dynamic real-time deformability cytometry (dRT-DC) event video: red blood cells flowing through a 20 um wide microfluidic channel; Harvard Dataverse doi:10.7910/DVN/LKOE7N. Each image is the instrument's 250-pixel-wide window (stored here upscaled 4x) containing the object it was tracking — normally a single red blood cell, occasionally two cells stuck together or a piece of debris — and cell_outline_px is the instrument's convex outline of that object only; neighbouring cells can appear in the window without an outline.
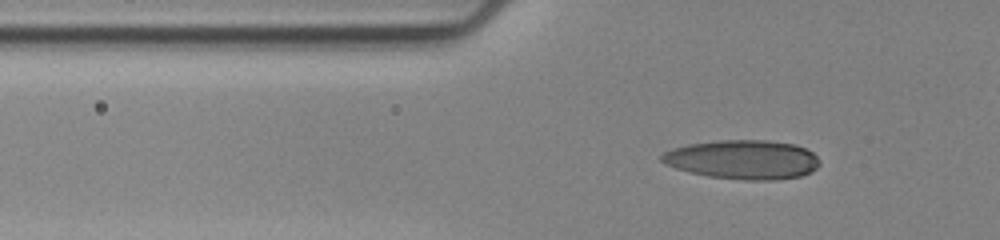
{"species": "human", "species_latin": "Homo sapiens", "temperature_condition": "cold", "stored_images_in_passage": 45, "camera_frame_rate_fps": 3000, "um_per_image_px": 0.085, "donor": {"sex": "female"}, "frame": {"image": 1, "passage_image": 8, "time_ms": 2.333, "image_size_px": [1000, 240], "cell_outline_px": [[820, 164], [816, 168], [800, 176], [772, 180], [744, 180], [708, 176], [688, 172], [664, 164], [660, 160], [660, 156], [664, 152], [672, 148], [688, 144], [716, 140], [768, 140], [796, 144], [812, 152], [820, 160]], "centroid_in_image_um": [63.11, 13.55], "position_along_channel_um": 62.7, "area_um2": 36.18}}
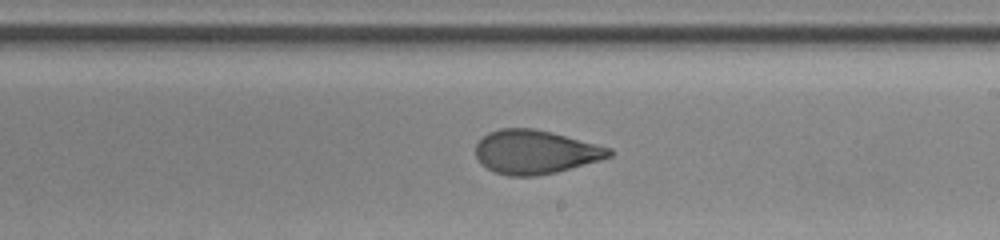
{"frame": {"image": 2, "passage_image": 25, "time_ms": 8.0, "image_size_px": [1000, 240], "cell_outline_px": [[612, 156], [600, 160], [556, 172], [536, 176], [508, 176], [492, 172], [476, 156], [476, 144], [488, 132], [500, 128], [532, 128], [552, 132], [612, 148]], "centroid_in_image_um": [45.51, 12.92], "position_along_channel_um": 243.5, "area_um2": 33.99}}
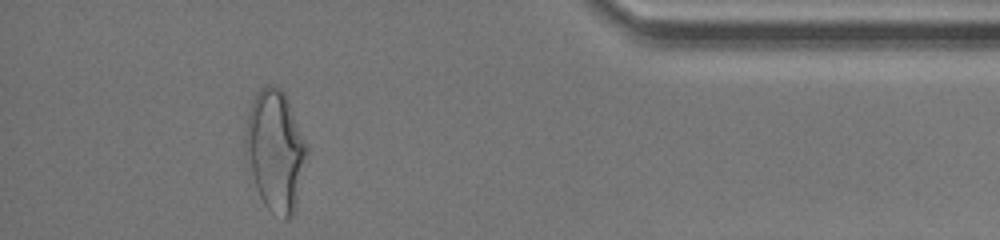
{"frame": {"image": 3, "passage_image": 42, "time_ms": 13.667, "image_size_px": [1000, 240], "cell_outline_px": [[308, 152], [296, 208], [292, 216], [288, 220], [284, 220], [272, 212], [264, 204], [256, 188], [244, 156], [244, 128], [248, 112], [256, 92], [260, 88], [268, 84], [272, 84], [280, 88], [284, 92], [288, 100], [308, 148]], "centroid_in_image_um": [23.38, 12.8], "position_along_channel_um": 411.8, "area_um2": 43.75}}